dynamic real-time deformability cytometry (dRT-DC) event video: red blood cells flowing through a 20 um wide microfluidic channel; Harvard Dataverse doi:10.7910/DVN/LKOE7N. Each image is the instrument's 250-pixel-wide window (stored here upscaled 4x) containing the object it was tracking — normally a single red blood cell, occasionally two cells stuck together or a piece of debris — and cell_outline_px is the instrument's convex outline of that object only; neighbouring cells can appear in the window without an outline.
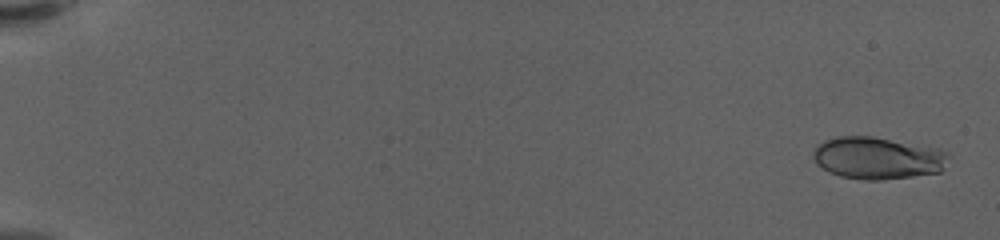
{"species": "human", "species_latin": "Homo sapiens", "temperature_condition": "warm", "stored_images_in_passage": 41, "camera_frame_rate_fps": 3000, "um_per_image_px": 0.085, "donor": {"sex": "female"}, "frame": {"image": 1, "passage_image": 1, "time_ms": 0.0, "image_size_px": [1000, 240], "cell_outline_px": [[948, 156], [944, 168], [940, 172], [912, 176], [880, 180], [864, 180], [840, 176], [828, 172], [816, 164], [812, 156], [816, 148], [824, 140], [836, 136], [872, 136], [940, 148], [948, 152]], "centroid_in_image_um": [74.6, 13.43], "position_along_channel_um": 10.4, "area_um2": 33.41}}
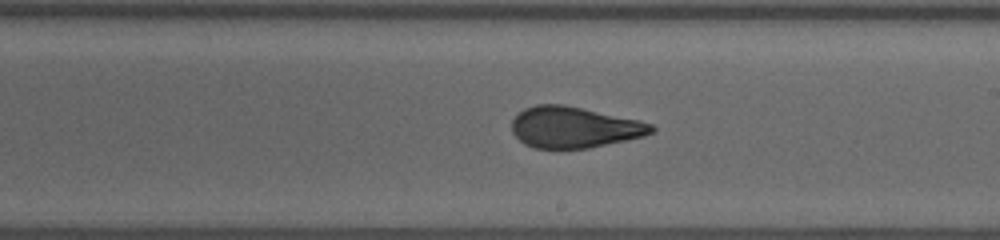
{"frame": {"image": 2, "passage_image": 23, "time_ms": 7.333, "image_size_px": [1000, 240], "cell_outline_px": [[656, 128], [652, 132], [644, 136], [588, 148], [536, 148], [524, 144], [512, 132], [512, 120], [524, 108], [536, 104], [564, 104], [640, 120], [652, 124]], "centroid_in_image_um": [48.8, 10.81], "position_along_channel_um": 240.2, "area_um2": 33.35}}
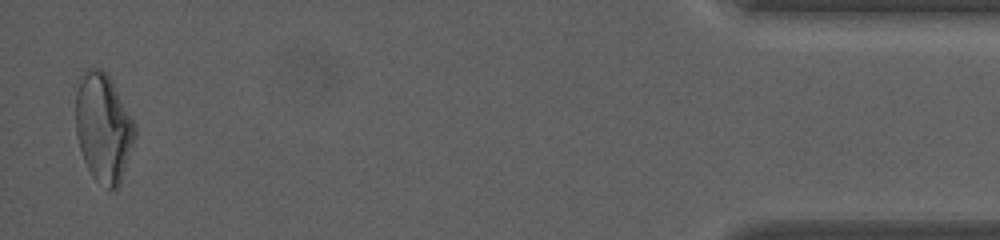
{"frame": {"image": 3, "passage_image": 41, "time_ms": 13.333, "image_size_px": [1000, 240], "cell_outline_px": [[136, 136], [120, 184], [116, 188], [108, 188], [96, 180], [92, 176], [84, 160], [76, 136], [76, 92], [84, 72], [88, 68], [100, 68], [108, 76], [136, 124]], "centroid_in_image_um": [8.79, 10.88], "position_along_channel_um": 426.4, "area_um2": 37.05}, "authors_computed_cell_mechanics": {"area_um2": 33.3506, "velocity_mm_per_s": 3.5596, "shape_relaxation_time_tau1_ms": 4.1909, "shape_relaxation_time_tau2_ms": null, "deformation_change_tau1": 0.1697, "deformation_change_tau2": null}}